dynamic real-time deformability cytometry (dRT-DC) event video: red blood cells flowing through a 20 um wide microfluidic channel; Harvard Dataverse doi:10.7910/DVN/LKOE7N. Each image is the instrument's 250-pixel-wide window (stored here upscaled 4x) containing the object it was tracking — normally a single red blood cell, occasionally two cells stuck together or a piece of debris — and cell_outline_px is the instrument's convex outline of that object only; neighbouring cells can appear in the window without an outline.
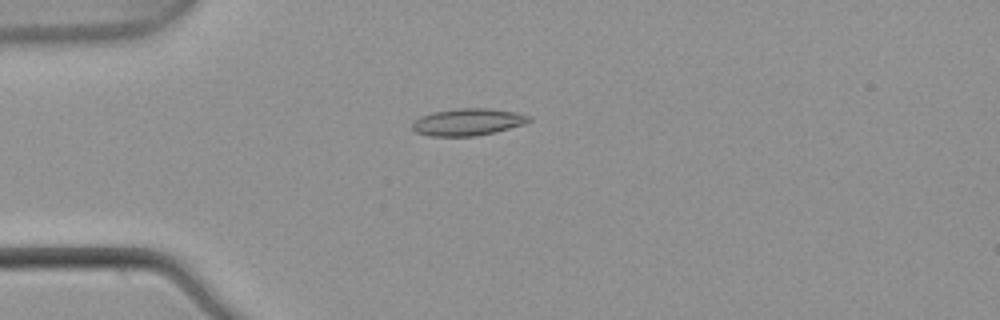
{"species": "common noctule bat (a hibernating species)", "species_latin": "Nyctalus noctula", "temperature_condition": "warm", "stored_images_in_passage": 6, "camera_frame_rate_fps": 3000, "um_per_image_px": 0.085, "animal": {"sex": "male", "body_mass_g": 21.5, "forearm_length_mm": 52.0}, "frame": {"image": 1, "passage_image": 4, "time_ms": 1.0, "image_size_px": [1000, 320], "cell_outline_px": [[532, 120], [524, 124], [496, 132], [476, 136], [428, 136], [416, 132], [412, 128], [412, 124], [416, 120], [424, 116], [436, 112], [460, 108], [488, 108], [516, 112], [532, 116]], "centroid_in_image_um": [39.83, 10.38], "position_along_channel_um": 45.2, "area_um2": 18.26}}
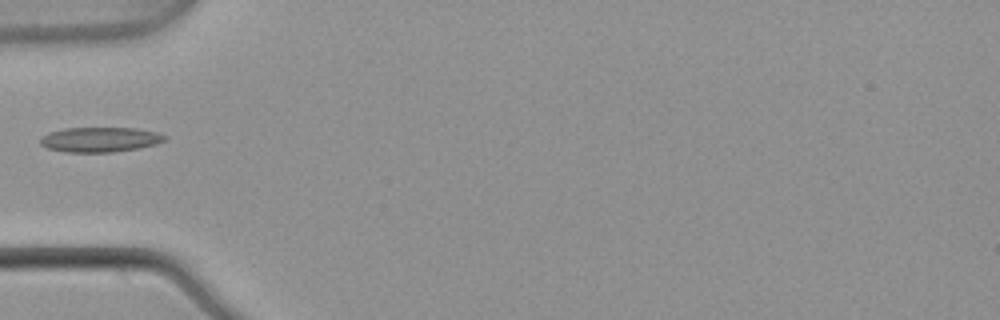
{"frame": {"image": 2, "passage_image": 5, "time_ms": 1.333, "image_size_px": [1000, 320], "cell_outline_px": [[168, 136], [164, 140], [156, 144], [136, 148], [112, 152], [64, 152], [48, 148], [40, 144], [40, 140], [48, 132], [64, 128], [136, 128], [156, 132]], "centroid_in_image_um": [8.49, 11.86], "position_along_channel_um": 76.5, "area_um2": 17.92}}
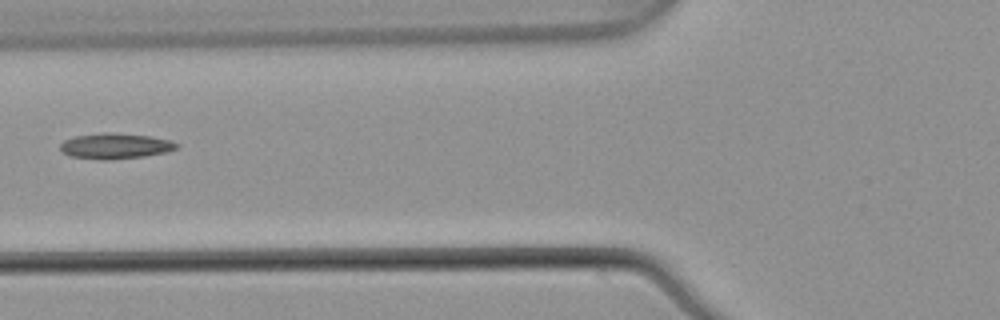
{"frame": {"image": 3, "passage_image": 6, "time_ms": 1.667, "image_size_px": [1000, 320], "cell_outline_px": [[180, 148], [164, 152], [144, 156], [112, 160], [100, 160], [72, 156], [64, 152], [60, 148], [60, 144], [64, 140], [76, 136], [100, 132], [112, 132], [152, 136], [168, 140], [180, 144]], "centroid_in_image_um": [9.82, 12.4], "position_along_channel_um": 116.0, "area_um2": 17.46}}